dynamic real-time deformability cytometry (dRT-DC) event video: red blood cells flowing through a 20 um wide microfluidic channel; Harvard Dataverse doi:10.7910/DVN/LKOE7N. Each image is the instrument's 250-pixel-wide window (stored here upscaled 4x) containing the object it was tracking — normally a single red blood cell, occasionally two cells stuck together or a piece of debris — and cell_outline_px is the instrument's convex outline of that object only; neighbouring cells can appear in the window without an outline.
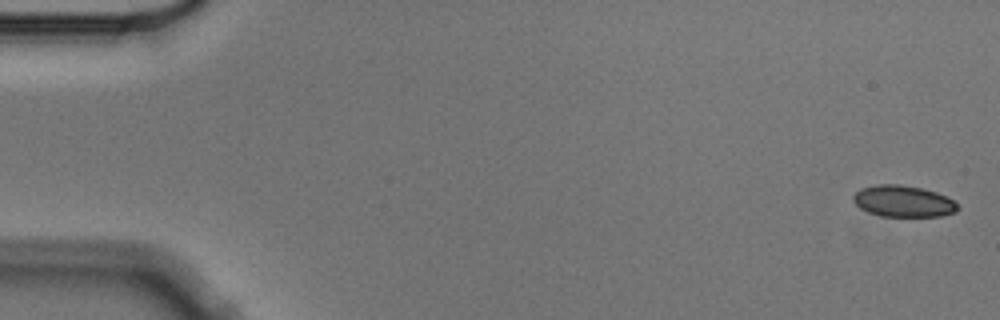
{"species": "Egyptian fruit bat (a non-hibernating species)", "species_latin": "Rousettus aegyptiacus", "temperature_condition": "cold", "stored_images_in_passage": 5, "camera_frame_rate_fps": 3000, "um_per_image_px": 0.085, "animal": {"sex": "male"}, "frame": {"image": 1, "passage_image": 1, "time_ms": 0.0, "image_size_px": [1000, 320], "cell_outline_px": [[956, 212], [940, 216], [880, 216], [868, 212], [860, 208], [852, 200], [852, 196], [860, 188], [876, 184], [896, 184], [920, 188], [936, 192], [952, 200], [956, 204]], "centroid_in_image_um": [76.71, 17.1], "position_along_channel_um": 8.3, "area_um2": 18.96}}
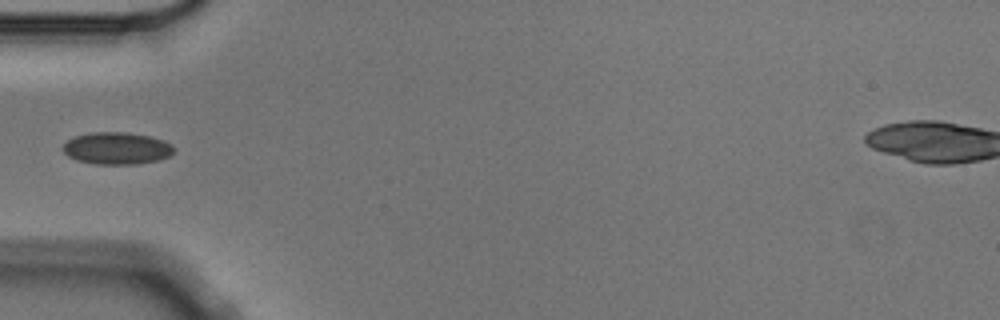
{"frame": {"image": 2, "passage_image": 5, "time_ms": 1.333, "image_size_px": [1000, 320], "cell_outline_px": [[176, 152], [160, 160], [136, 164], [96, 164], [76, 160], [68, 156], [60, 148], [68, 140], [76, 136], [92, 132], [128, 132], [148, 136], [164, 140], [172, 144], [176, 148]], "centroid_in_image_um": [9.96, 12.61], "position_along_channel_um": 75.0, "area_um2": 20.98}}